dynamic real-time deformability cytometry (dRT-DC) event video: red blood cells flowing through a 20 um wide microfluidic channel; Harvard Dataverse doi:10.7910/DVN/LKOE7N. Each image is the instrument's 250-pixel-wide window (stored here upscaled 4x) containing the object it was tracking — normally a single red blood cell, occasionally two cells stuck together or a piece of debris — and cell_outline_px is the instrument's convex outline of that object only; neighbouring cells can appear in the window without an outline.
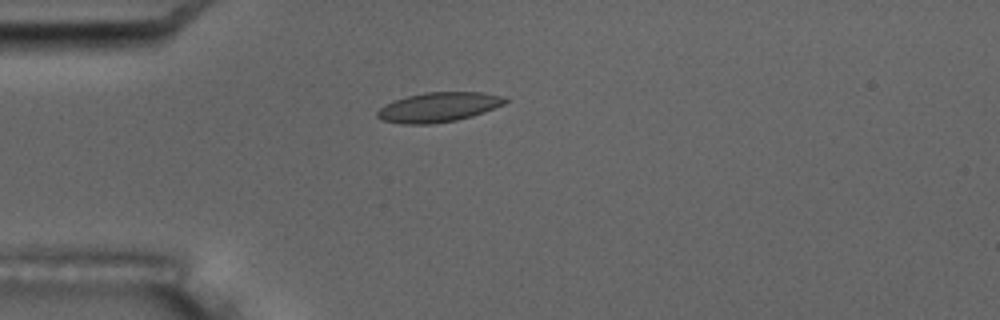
{"species": "common noctule bat (a hibernating species)", "species_latin": "Nyctalus noctula", "temperature_condition": "room temperature", "stored_images_in_passage": 5, "camera_frame_rate_fps": 3000, "um_per_image_px": 0.085, "animal": {"sex": "male", "body_mass_g": 17.5, "forearm_length_mm": 52.3}, "frame": {"image": 1, "passage_image": 4, "time_ms": 3.333, "image_size_px": [1000, 320], "cell_outline_px": [[508, 100], [504, 104], [484, 112], [472, 116], [456, 120], [432, 124], [404, 124], [380, 120], [376, 116], [376, 112], [380, 108], [396, 100], [408, 96], [424, 92], [484, 92], [504, 96]], "centroid_in_image_um": [37.29, 9.11], "position_along_channel_um": 47.7, "area_um2": 22.02}}